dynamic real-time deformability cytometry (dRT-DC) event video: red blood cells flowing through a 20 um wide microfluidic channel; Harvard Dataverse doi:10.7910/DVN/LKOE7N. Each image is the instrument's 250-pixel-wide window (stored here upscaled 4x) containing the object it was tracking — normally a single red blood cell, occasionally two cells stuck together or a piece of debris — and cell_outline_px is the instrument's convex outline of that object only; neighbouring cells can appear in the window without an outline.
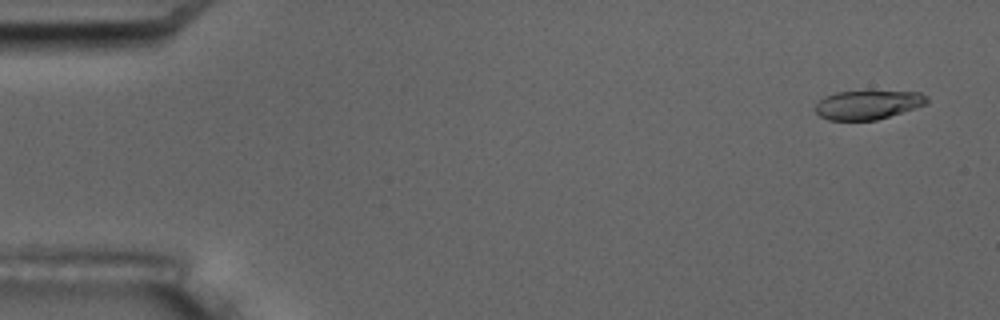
{"species": "common noctule bat (a hibernating species)", "species_latin": "Nyctalus noctula", "temperature_condition": "room temperature", "stored_images_in_passage": 4, "camera_frame_rate_fps": 3000, "um_per_image_px": 0.085, "animal": {"sex": "male", "body_mass_g": 17.5, "forearm_length_mm": 52.3}, "frame": {"image": 1, "passage_image": 1, "time_ms": 0.0, "image_size_px": [1000, 320], "cell_outline_px": [[928, 104], [876, 120], [828, 120], [820, 116], [816, 112], [816, 104], [824, 96], [836, 92], [920, 92], [928, 96]], "centroid_in_image_um": [73.78, 8.91], "position_along_channel_um": 11.2, "area_um2": 18.61}}
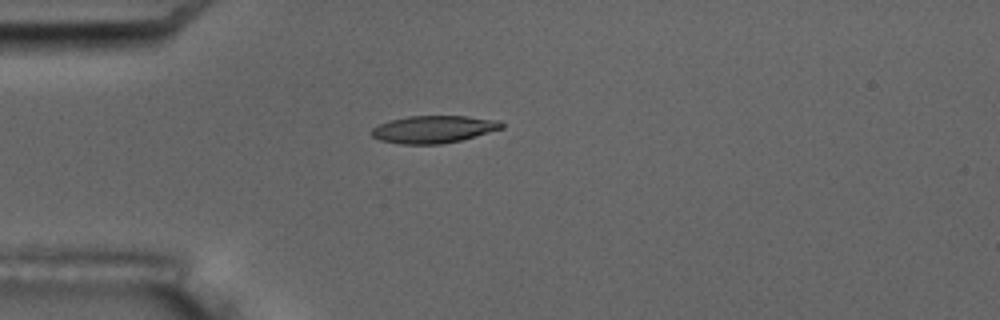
{"frame": {"image": 2, "passage_image": 4, "time_ms": 4.333, "image_size_px": [1000, 320], "cell_outline_px": [[504, 128], [460, 140], [440, 144], [400, 144], [380, 140], [372, 136], [372, 128], [388, 120], [408, 116], [468, 116], [500, 120], [504, 124]], "centroid_in_image_um": [36.86, 10.98], "position_along_channel_um": 48.1, "area_um2": 20.75}}